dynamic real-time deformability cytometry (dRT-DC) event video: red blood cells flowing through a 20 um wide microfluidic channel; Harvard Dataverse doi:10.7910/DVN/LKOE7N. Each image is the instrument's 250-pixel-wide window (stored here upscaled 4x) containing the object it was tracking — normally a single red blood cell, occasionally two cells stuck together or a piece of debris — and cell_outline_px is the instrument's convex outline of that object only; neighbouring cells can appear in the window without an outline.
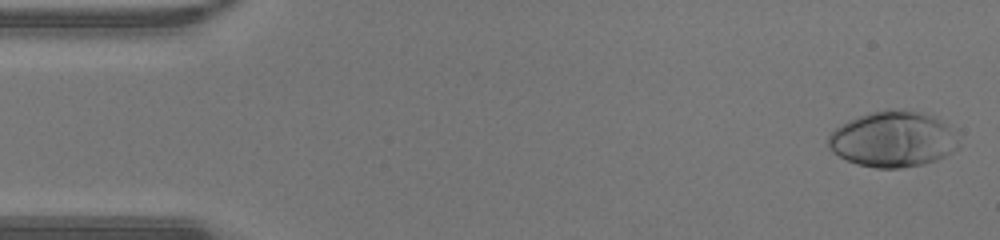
{"species": "human", "species_latin": "Homo sapiens", "temperature_condition": "warm", "stored_images_in_passage": 47, "camera_frame_rate_fps": 3000, "um_per_image_px": 0.085, "donor": {"sex": "male"}, "frame": {"image": 1, "passage_image": 2, "time_ms": 0.333, "image_size_px": [1000, 240], "cell_outline_px": [[960, 148], [936, 160], [924, 164], [900, 168], [876, 168], [856, 164], [832, 152], [828, 148], [828, 136], [836, 128], [860, 116], [872, 112], [888, 108], [904, 108], [920, 112], [932, 116], [940, 120], [948, 128], [960, 144]], "centroid_in_image_um": [75.89, 11.84], "position_along_channel_um": 9.1, "area_um2": 42.14}}
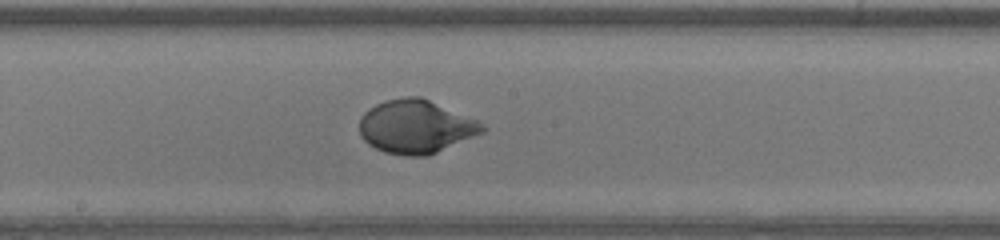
{"frame": {"image": 2, "passage_image": 25, "time_ms": 8.0, "image_size_px": [1000, 240], "cell_outline_px": [[488, 128], [484, 132], [428, 156], [404, 156], [384, 152], [368, 144], [360, 136], [360, 116], [368, 108], [384, 100], [404, 96], [420, 96], [476, 120], [484, 124]], "centroid_in_image_um": [35.32, 10.77], "position_along_channel_um": 212.9, "area_um2": 38.38}}
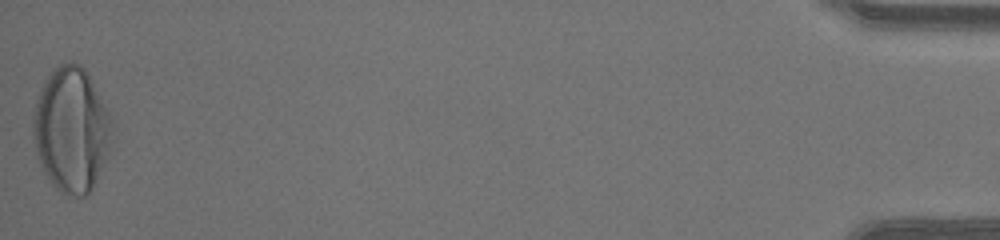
{"frame": {"image": 3, "passage_image": 47, "time_ms": 15.333, "image_size_px": [1000, 240], "cell_outline_px": [[112, 140], [108, 156], [88, 196], [76, 196], [60, 192], [48, 180], [36, 156], [32, 132], [32, 112], [40, 88], [44, 80], [60, 64], [80, 64], [84, 68], [108, 108], [112, 116]], "centroid_in_image_um": [6.06, 11.05], "position_along_channel_um": 429.1, "area_um2": 57.8}, "authors_computed_cell_mechanics": {"area_um2": 37.9168, "velocity_mm_per_s": 4.4024, "shape_relaxation_time_tau1_ms": 3.4219, "shape_relaxation_time_tau2_ms": null, "deformation_change_tau1": 0.2454, "deformation_change_tau2": null}}